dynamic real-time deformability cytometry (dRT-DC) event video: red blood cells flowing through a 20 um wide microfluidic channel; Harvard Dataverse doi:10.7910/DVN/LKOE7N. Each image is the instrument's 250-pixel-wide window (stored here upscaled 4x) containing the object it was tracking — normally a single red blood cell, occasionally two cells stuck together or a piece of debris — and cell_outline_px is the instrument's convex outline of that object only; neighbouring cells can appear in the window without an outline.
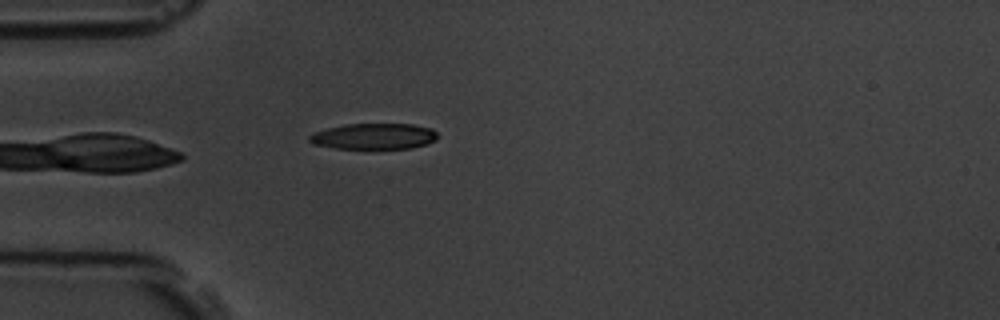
{"species": "common noctule bat (a hibernating species)", "species_latin": "Nyctalus noctula", "temperature_condition": "room temperature", "stored_images_in_passage": 2, "camera_frame_rate_fps": 3000, "um_per_image_px": 0.085, "animal": {"sex": "male", "body_mass_g": 19.5, "forearm_length_mm": 54.6}, "frame": {"image": 1, "passage_image": 2, "time_ms": 1.333, "image_size_px": [1000, 320], "cell_outline_px": [[436, 140], [428, 144], [412, 148], [336, 148], [312, 144], [308, 140], [308, 136], [312, 132], [344, 124], [412, 124], [432, 128], [436, 132]], "centroid_in_image_um": [31.77, 11.58], "position_along_channel_um": 53.2, "area_um2": 19.42}}